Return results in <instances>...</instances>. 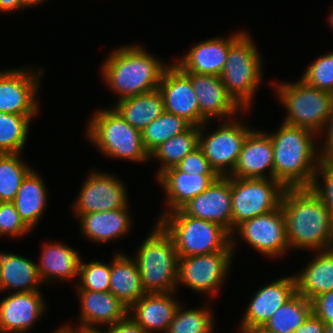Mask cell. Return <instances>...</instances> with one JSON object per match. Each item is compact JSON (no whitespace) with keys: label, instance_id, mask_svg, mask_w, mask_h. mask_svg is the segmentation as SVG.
<instances>
[{"label":"cell","instance_id":"1","mask_svg":"<svg viewBox=\"0 0 333 333\" xmlns=\"http://www.w3.org/2000/svg\"><path fill=\"white\" fill-rule=\"evenodd\" d=\"M281 207L290 250L333 248V216L312 188H286Z\"/></svg>","mask_w":333,"mask_h":333},{"label":"cell","instance_id":"2","mask_svg":"<svg viewBox=\"0 0 333 333\" xmlns=\"http://www.w3.org/2000/svg\"><path fill=\"white\" fill-rule=\"evenodd\" d=\"M280 125L279 130L267 133L273 145L274 179L285 188H311L321 161L315 140L319 136L306 128Z\"/></svg>","mask_w":333,"mask_h":333},{"label":"cell","instance_id":"3","mask_svg":"<svg viewBox=\"0 0 333 333\" xmlns=\"http://www.w3.org/2000/svg\"><path fill=\"white\" fill-rule=\"evenodd\" d=\"M145 49L139 44L123 45L102 63L101 77L118 100L158 89L170 63H163Z\"/></svg>","mask_w":333,"mask_h":333},{"label":"cell","instance_id":"4","mask_svg":"<svg viewBox=\"0 0 333 333\" xmlns=\"http://www.w3.org/2000/svg\"><path fill=\"white\" fill-rule=\"evenodd\" d=\"M86 129L88 141L108 158L140 163L150 159L141 131L133 128L112 106L95 111Z\"/></svg>","mask_w":333,"mask_h":333},{"label":"cell","instance_id":"5","mask_svg":"<svg viewBox=\"0 0 333 333\" xmlns=\"http://www.w3.org/2000/svg\"><path fill=\"white\" fill-rule=\"evenodd\" d=\"M134 259L146 293L177 292L178 253L173 239L158 222Z\"/></svg>","mask_w":333,"mask_h":333},{"label":"cell","instance_id":"6","mask_svg":"<svg viewBox=\"0 0 333 333\" xmlns=\"http://www.w3.org/2000/svg\"><path fill=\"white\" fill-rule=\"evenodd\" d=\"M157 222L171 236L178 257L225 252L231 233L222 225L186 215L181 209L164 214Z\"/></svg>","mask_w":333,"mask_h":333},{"label":"cell","instance_id":"7","mask_svg":"<svg viewBox=\"0 0 333 333\" xmlns=\"http://www.w3.org/2000/svg\"><path fill=\"white\" fill-rule=\"evenodd\" d=\"M254 39L244 31L229 47L220 75L227 92L244 109H250L263 80V63Z\"/></svg>","mask_w":333,"mask_h":333},{"label":"cell","instance_id":"8","mask_svg":"<svg viewBox=\"0 0 333 333\" xmlns=\"http://www.w3.org/2000/svg\"><path fill=\"white\" fill-rule=\"evenodd\" d=\"M273 84L275 94L287 111L282 122L319 135L333 109V93L313 88L302 79L294 83L279 81Z\"/></svg>","mask_w":333,"mask_h":333},{"label":"cell","instance_id":"9","mask_svg":"<svg viewBox=\"0 0 333 333\" xmlns=\"http://www.w3.org/2000/svg\"><path fill=\"white\" fill-rule=\"evenodd\" d=\"M285 190L275 179L231 177V233L242 222L279 208Z\"/></svg>","mask_w":333,"mask_h":333},{"label":"cell","instance_id":"10","mask_svg":"<svg viewBox=\"0 0 333 333\" xmlns=\"http://www.w3.org/2000/svg\"><path fill=\"white\" fill-rule=\"evenodd\" d=\"M225 120L208 135L209 122L200 126L199 147L219 176H228L236 165L243 143L253 130L239 119Z\"/></svg>","mask_w":333,"mask_h":333},{"label":"cell","instance_id":"11","mask_svg":"<svg viewBox=\"0 0 333 333\" xmlns=\"http://www.w3.org/2000/svg\"><path fill=\"white\" fill-rule=\"evenodd\" d=\"M233 248L225 252L181 257L178 260L177 288L184 284L200 294H217L230 270Z\"/></svg>","mask_w":333,"mask_h":333},{"label":"cell","instance_id":"12","mask_svg":"<svg viewBox=\"0 0 333 333\" xmlns=\"http://www.w3.org/2000/svg\"><path fill=\"white\" fill-rule=\"evenodd\" d=\"M240 235L249 246L267 257L284 256L290 249L286 236V223L282 207L246 220L231 233V247Z\"/></svg>","mask_w":333,"mask_h":333},{"label":"cell","instance_id":"13","mask_svg":"<svg viewBox=\"0 0 333 333\" xmlns=\"http://www.w3.org/2000/svg\"><path fill=\"white\" fill-rule=\"evenodd\" d=\"M44 69L33 67L0 71V111L17 115H38L39 83Z\"/></svg>","mask_w":333,"mask_h":333},{"label":"cell","instance_id":"14","mask_svg":"<svg viewBox=\"0 0 333 333\" xmlns=\"http://www.w3.org/2000/svg\"><path fill=\"white\" fill-rule=\"evenodd\" d=\"M115 175L108 172L90 171L83 183L80 194L73 203L74 216L111 211L129 205L127 186Z\"/></svg>","mask_w":333,"mask_h":333},{"label":"cell","instance_id":"15","mask_svg":"<svg viewBox=\"0 0 333 333\" xmlns=\"http://www.w3.org/2000/svg\"><path fill=\"white\" fill-rule=\"evenodd\" d=\"M165 112L177 115L190 125L200 126L199 102L190 77L174 62L164 71L158 86Z\"/></svg>","mask_w":333,"mask_h":333},{"label":"cell","instance_id":"16","mask_svg":"<svg viewBox=\"0 0 333 333\" xmlns=\"http://www.w3.org/2000/svg\"><path fill=\"white\" fill-rule=\"evenodd\" d=\"M199 102L200 126L211 119L230 120L244 110L227 92L220 76L186 73ZM227 118V119H226Z\"/></svg>","mask_w":333,"mask_h":333},{"label":"cell","instance_id":"17","mask_svg":"<svg viewBox=\"0 0 333 333\" xmlns=\"http://www.w3.org/2000/svg\"><path fill=\"white\" fill-rule=\"evenodd\" d=\"M181 210L193 218L218 223L231 233V177L219 176Z\"/></svg>","mask_w":333,"mask_h":333},{"label":"cell","instance_id":"18","mask_svg":"<svg viewBox=\"0 0 333 333\" xmlns=\"http://www.w3.org/2000/svg\"><path fill=\"white\" fill-rule=\"evenodd\" d=\"M41 291L11 292L0 301V333H26L46 311Z\"/></svg>","mask_w":333,"mask_h":333},{"label":"cell","instance_id":"19","mask_svg":"<svg viewBox=\"0 0 333 333\" xmlns=\"http://www.w3.org/2000/svg\"><path fill=\"white\" fill-rule=\"evenodd\" d=\"M296 292L294 275L279 278L259 288L248 304L238 330L263 327Z\"/></svg>","mask_w":333,"mask_h":333},{"label":"cell","instance_id":"20","mask_svg":"<svg viewBox=\"0 0 333 333\" xmlns=\"http://www.w3.org/2000/svg\"><path fill=\"white\" fill-rule=\"evenodd\" d=\"M273 162L270 136L265 131L253 129L246 137L236 165L228 177L274 179Z\"/></svg>","mask_w":333,"mask_h":333},{"label":"cell","instance_id":"21","mask_svg":"<svg viewBox=\"0 0 333 333\" xmlns=\"http://www.w3.org/2000/svg\"><path fill=\"white\" fill-rule=\"evenodd\" d=\"M244 32L237 31L228 37H213L198 42L174 63L185 73L220 76L230 45Z\"/></svg>","mask_w":333,"mask_h":333},{"label":"cell","instance_id":"22","mask_svg":"<svg viewBox=\"0 0 333 333\" xmlns=\"http://www.w3.org/2000/svg\"><path fill=\"white\" fill-rule=\"evenodd\" d=\"M80 300L78 329H100L122 321L128 316V307L117 299L110 291L95 292L77 290Z\"/></svg>","mask_w":333,"mask_h":333},{"label":"cell","instance_id":"23","mask_svg":"<svg viewBox=\"0 0 333 333\" xmlns=\"http://www.w3.org/2000/svg\"><path fill=\"white\" fill-rule=\"evenodd\" d=\"M175 294L176 292L146 293L128 308V316L147 333H166L181 304L173 296Z\"/></svg>","mask_w":333,"mask_h":333},{"label":"cell","instance_id":"24","mask_svg":"<svg viewBox=\"0 0 333 333\" xmlns=\"http://www.w3.org/2000/svg\"><path fill=\"white\" fill-rule=\"evenodd\" d=\"M219 175H197L180 171L176 166L163 171L156 179L166 194V213L180 210L195 196L207 189Z\"/></svg>","mask_w":333,"mask_h":333},{"label":"cell","instance_id":"25","mask_svg":"<svg viewBox=\"0 0 333 333\" xmlns=\"http://www.w3.org/2000/svg\"><path fill=\"white\" fill-rule=\"evenodd\" d=\"M81 256L77 250L60 242L43 244L37 263L39 277L43 283L64 282L79 277Z\"/></svg>","mask_w":333,"mask_h":333},{"label":"cell","instance_id":"26","mask_svg":"<svg viewBox=\"0 0 333 333\" xmlns=\"http://www.w3.org/2000/svg\"><path fill=\"white\" fill-rule=\"evenodd\" d=\"M129 205L125 208L75 216L86 239L96 243H108L123 238L130 232L132 219ZM127 233V234H126Z\"/></svg>","mask_w":333,"mask_h":333},{"label":"cell","instance_id":"27","mask_svg":"<svg viewBox=\"0 0 333 333\" xmlns=\"http://www.w3.org/2000/svg\"><path fill=\"white\" fill-rule=\"evenodd\" d=\"M313 252L316 256L294 274L297 293L309 301L333 290V248Z\"/></svg>","mask_w":333,"mask_h":333},{"label":"cell","instance_id":"28","mask_svg":"<svg viewBox=\"0 0 333 333\" xmlns=\"http://www.w3.org/2000/svg\"><path fill=\"white\" fill-rule=\"evenodd\" d=\"M37 263L18 254L0 251V291H41Z\"/></svg>","mask_w":333,"mask_h":333},{"label":"cell","instance_id":"29","mask_svg":"<svg viewBox=\"0 0 333 333\" xmlns=\"http://www.w3.org/2000/svg\"><path fill=\"white\" fill-rule=\"evenodd\" d=\"M110 292L128 308L146 294L134 258L116 252L112 256Z\"/></svg>","mask_w":333,"mask_h":333},{"label":"cell","instance_id":"30","mask_svg":"<svg viewBox=\"0 0 333 333\" xmlns=\"http://www.w3.org/2000/svg\"><path fill=\"white\" fill-rule=\"evenodd\" d=\"M48 197L42 176L32 169L23 179L12 201L21 220L30 230L37 226L43 217Z\"/></svg>","mask_w":333,"mask_h":333},{"label":"cell","instance_id":"31","mask_svg":"<svg viewBox=\"0 0 333 333\" xmlns=\"http://www.w3.org/2000/svg\"><path fill=\"white\" fill-rule=\"evenodd\" d=\"M114 104L112 107L119 115L140 131L165 111L163 97L158 89L117 100Z\"/></svg>","mask_w":333,"mask_h":333},{"label":"cell","instance_id":"32","mask_svg":"<svg viewBox=\"0 0 333 333\" xmlns=\"http://www.w3.org/2000/svg\"><path fill=\"white\" fill-rule=\"evenodd\" d=\"M199 133L200 126L190 125L184 132L171 137L150 154V160L161 162L156 178L166 169L176 166L185 155L199 146Z\"/></svg>","mask_w":333,"mask_h":333},{"label":"cell","instance_id":"33","mask_svg":"<svg viewBox=\"0 0 333 333\" xmlns=\"http://www.w3.org/2000/svg\"><path fill=\"white\" fill-rule=\"evenodd\" d=\"M311 313V301L296 292L274 312L263 328L269 333H293Z\"/></svg>","mask_w":333,"mask_h":333},{"label":"cell","instance_id":"34","mask_svg":"<svg viewBox=\"0 0 333 333\" xmlns=\"http://www.w3.org/2000/svg\"><path fill=\"white\" fill-rule=\"evenodd\" d=\"M34 117L0 111V154L21 153Z\"/></svg>","mask_w":333,"mask_h":333},{"label":"cell","instance_id":"35","mask_svg":"<svg viewBox=\"0 0 333 333\" xmlns=\"http://www.w3.org/2000/svg\"><path fill=\"white\" fill-rule=\"evenodd\" d=\"M189 126L183 118L164 111L141 131L145 150L150 155L159 145L184 132Z\"/></svg>","mask_w":333,"mask_h":333},{"label":"cell","instance_id":"36","mask_svg":"<svg viewBox=\"0 0 333 333\" xmlns=\"http://www.w3.org/2000/svg\"><path fill=\"white\" fill-rule=\"evenodd\" d=\"M21 153L0 154V202H12L23 179L32 170Z\"/></svg>","mask_w":333,"mask_h":333},{"label":"cell","instance_id":"37","mask_svg":"<svg viewBox=\"0 0 333 333\" xmlns=\"http://www.w3.org/2000/svg\"><path fill=\"white\" fill-rule=\"evenodd\" d=\"M214 319L208 305L185 309L181 303L166 333H214Z\"/></svg>","mask_w":333,"mask_h":333},{"label":"cell","instance_id":"38","mask_svg":"<svg viewBox=\"0 0 333 333\" xmlns=\"http://www.w3.org/2000/svg\"><path fill=\"white\" fill-rule=\"evenodd\" d=\"M111 262L100 261L83 262L81 260L79 281L76 290H91L95 292H108L110 290Z\"/></svg>","mask_w":333,"mask_h":333},{"label":"cell","instance_id":"39","mask_svg":"<svg viewBox=\"0 0 333 333\" xmlns=\"http://www.w3.org/2000/svg\"><path fill=\"white\" fill-rule=\"evenodd\" d=\"M300 79L313 88L333 93V52L314 60Z\"/></svg>","mask_w":333,"mask_h":333},{"label":"cell","instance_id":"40","mask_svg":"<svg viewBox=\"0 0 333 333\" xmlns=\"http://www.w3.org/2000/svg\"><path fill=\"white\" fill-rule=\"evenodd\" d=\"M31 231L21 220L13 202H0V236L19 237Z\"/></svg>","mask_w":333,"mask_h":333},{"label":"cell","instance_id":"41","mask_svg":"<svg viewBox=\"0 0 333 333\" xmlns=\"http://www.w3.org/2000/svg\"><path fill=\"white\" fill-rule=\"evenodd\" d=\"M311 188L323 200L333 216V162L320 161Z\"/></svg>","mask_w":333,"mask_h":333},{"label":"cell","instance_id":"42","mask_svg":"<svg viewBox=\"0 0 333 333\" xmlns=\"http://www.w3.org/2000/svg\"><path fill=\"white\" fill-rule=\"evenodd\" d=\"M176 167L180 171L188 174L218 175L210 166V163L199 146L185 155Z\"/></svg>","mask_w":333,"mask_h":333},{"label":"cell","instance_id":"43","mask_svg":"<svg viewBox=\"0 0 333 333\" xmlns=\"http://www.w3.org/2000/svg\"><path fill=\"white\" fill-rule=\"evenodd\" d=\"M311 304L314 315L325 324L333 323V290L315 297Z\"/></svg>","mask_w":333,"mask_h":333},{"label":"cell","instance_id":"44","mask_svg":"<svg viewBox=\"0 0 333 333\" xmlns=\"http://www.w3.org/2000/svg\"><path fill=\"white\" fill-rule=\"evenodd\" d=\"M322 135L324 136L323 139L325 141L322 142L324 144H321L322 147L319 149L321 160L333 162V109L318 136L323 137Z\"/></svg>","mask_w":333,"mask_h":333},{"label":"cell","instance_id":"45","mask_svg":"<svg viewBox=\"0 0 333 333\" xmlns=\"http://www.w3.org/2000/svg\"><path fill=\"white\" fill-rule=\"evenodd\" d=\"M108 331L102 330L104 333H147L141 326L135 323L129 316L124 320L115 322L106 326Z\"/></svg>","mask_w":333,"mask_h":333},{"label":"cell","instance_id":"46","mask_svg":"<svg viewBox=\"0 0 333 333\" xmlns=\"http://www.w3.org/2000/svg\"><path fill=\"white\" fill-rule=\"evenodd\" d=\"M293 333H325V323L311 313L304 323Z\"/></svg>","mask_w":333,"mask_h":333},{"label":"cell","instance_id":"47","mask_svg":"<svg viewBox=\"0 0 333 333\" xmlns=\"http://www.w3.org/2000/svg\"><path fill=\"white\" fill-rule=\"evenodd\" d=\"M22 10V0H0V12H11Z\"/></svg>","mask_w":333,"mask_h":333},{"label":"cell","instance_id":"48","mask_svg":"<svg viewBox=\"0 0 333 333\" xmlns=\"http://www.w3.org/2000/svg\"><path fill=\"white\" fill-rule=\"evenodd\" d=\"M73 325H66L57 328L53 333H82V329L74 328Z\"/></svg>","mask_w":333,"mask_h":333},{"label":"cell","instance_id":"49","mask_svg":"<svg viewBox=\"0 0 333 333\" xmlns=\"http://www.w3.org/2000/svg\"><path fill=\"white\" fill-rule=\"evenodd\" d=\"M238 333H269L263 327H253L238 330Z\"/></svg>","mask_w":333,"mask_h":333},{"label":"cell","instance_id":"50","mask_svg":"<svg viewBox=\"0 0 333 333\" xmlns=\"http://www.w3.org/2000/svg\"><path fill=\"white\" fill-rule=\"evenodd\" d=\"M44 2V0H22L23 8H31L32 6L40 5Z\"/></svg>","mask_w":333,"mask_h":333},{"label":"cell","instance_id":"51","mask_svg":"<svg viewBox=\"0 0 333 333\" xmlns=\"http://www.w3.org/2000/svg\"><path fill=\"white\" fill-rule=\"evenodd\" d=\"M82 333H104L101 329H82Z\"/></svg>","mask_w":333,"mask_h":333},{"label":"cell","instance_id":"52","mask_svg":"<svg viewBox=\"0 0 333 333\" xmlns=\"http://www.w3.org/2000/svg\"><path fill=\"white\" fill-rule=\"evenodd\" d=\"M328 23L331 27V29L333 30V8L331 9V12H329V16H328Z\"/></svg>","mask_w":333,"mask_h":333},{"label":"cell","instance_id":"53","mask_svg":"<svg viewBox=\"0 0 333 333\" xmlns=\"http://www.w3.org/2000/svg\"><path fill=\"white\" fill-rule=\"evenodd\" d=\"M325 333H333V323L325 324Z\"/></svg>","mask_w":333,"mask_h":333}]
</instances>
